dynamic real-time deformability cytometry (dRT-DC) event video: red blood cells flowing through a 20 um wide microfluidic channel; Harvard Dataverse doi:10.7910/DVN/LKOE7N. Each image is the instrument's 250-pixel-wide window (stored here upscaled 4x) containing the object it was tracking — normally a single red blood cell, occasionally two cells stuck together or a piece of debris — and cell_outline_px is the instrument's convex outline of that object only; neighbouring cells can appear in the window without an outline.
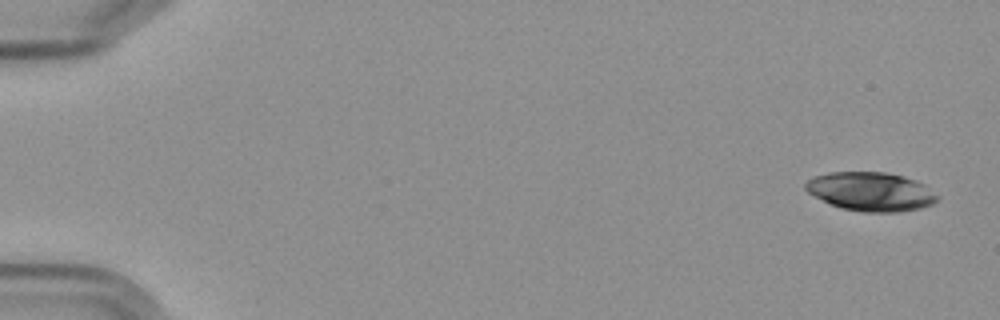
{"species": "Egyptian fruit bat (a non-hibernating species)", "species_latin": "Rousettus aegyptiacus", "temperature_condition": "cold", "stored_images_in_passage": 6, "camera_frame_rate_fps": 3000, "um_per_image_px": 0.085, "frame": {"image": 1, "passage_image": 1, "time_ms": 0.0, "image_size_px": [1000, 320], "cell_outline_px": [[940, 200], [932, 204], [920, 208], [900, 212], [860, 212], [840, 208], [828, 204], [808, 192], [804, 188], [804, 184], [808, 180], [816, 176], [832, 172], [884, 172], [904, 176], [916, 180], [924, 184], [940, 196]], "centroid_in_image_um": [74.05, 16.3], "position_along_channel_um": 11.0, "area_um2": 30.11}}
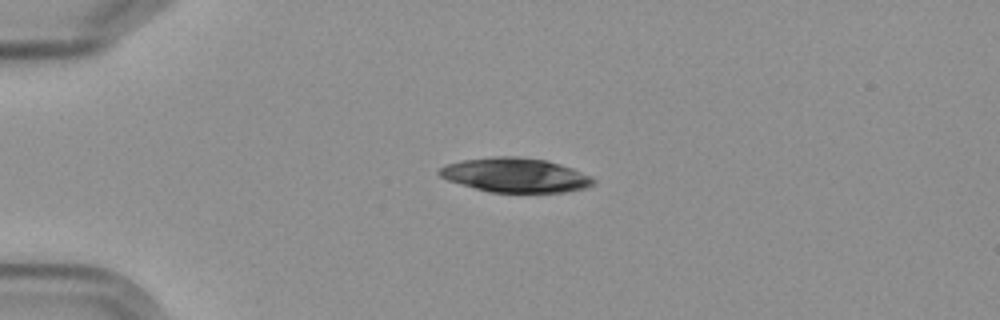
{"frame": {"image": 2, "passage_image": 4, "time_ms": 4.0, "image_size_px": [1000, 320], "cell_outline_px": [[596, 184], [584, 188], [564, 192], [488, 192], [448, 180], [440, 176], [436, 172], [440, 168], [448, 164], [460, 160], [492, 156], [516, 156], [544, 160], [572, 168], [592, 176], [596, 180]], "centroid_in_image_um": [43.81, 14.88], "position_along_channel_um": 41.2, "area_um2": 30.81}}
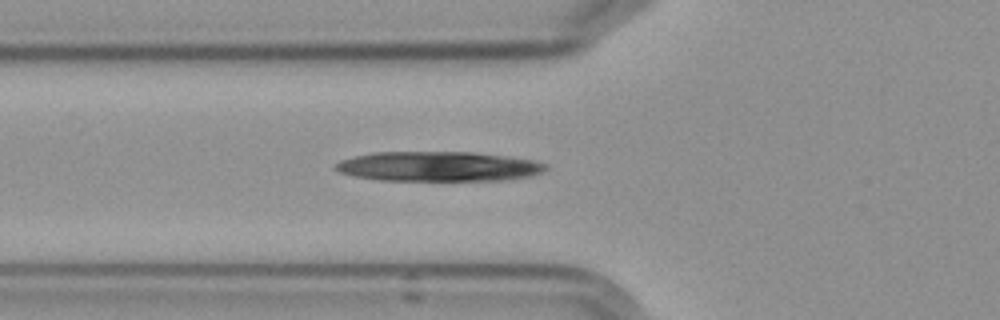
{"frame": {"image": 3, "passage_image": 6, "time_ms": 6.333, "image_size_px": [1000, 320], "cell_outline_px": [[548, 168], [544, 172], [528, 176], [504, 180], [380, 180], [356, 176], [340, 172], [336, 168], [336, 164], [340, 160], [372, 152], [472, 152], [504, 156], [532, 160], [548, 164]], "centroid_in_image_um": [37.29, 14.14], "position_along_channel_um": 88.5, "area_um2": 36.18}}